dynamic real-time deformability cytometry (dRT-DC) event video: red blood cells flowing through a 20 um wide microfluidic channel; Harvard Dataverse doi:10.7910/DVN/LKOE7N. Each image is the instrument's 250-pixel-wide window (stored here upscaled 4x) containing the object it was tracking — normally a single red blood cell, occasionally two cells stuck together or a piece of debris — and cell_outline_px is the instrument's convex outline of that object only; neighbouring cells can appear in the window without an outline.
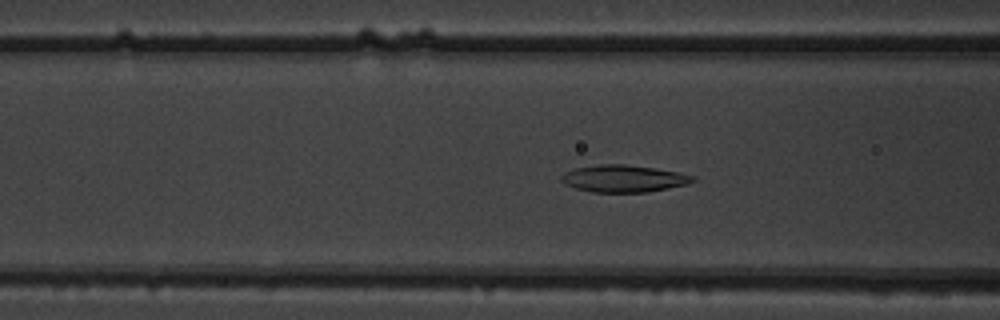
{"species": "common noctule bat (a hibernating species)", "species_latin": "Nyctalus noctula", "temperature_condition": "warm", "stored_images_in_passage": 39, "camera_frame_rate_fps": 3000, "um_per_image_px": 0.085, "animal": {"sex": "male", "body_mass_g": 19.5, "forearm_length_mm": 54.6}, "frame": {"image": 1, "passage_image": 7, "time_ms": 2.0, "image_size_px": [1000, 320], "cell_outline_px": [[696, 180], [688, 184], [648, 192], [592, 192], [576, 188], [564, 184], [560, 180], [560, 176], [564, 172], [576, 168], [600, 164], [624, 164], [656, 168], [696, 176]], "centroid_in_image_um": [53.0, 15.18], "position_along_channel_um": 113.6, "area_um2": 20.81}}
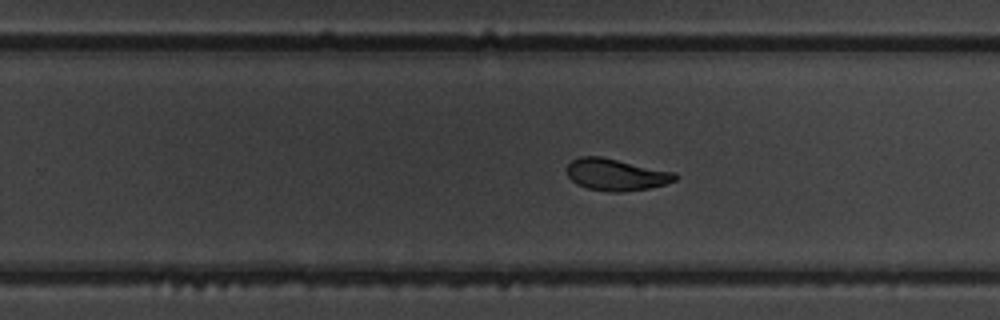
{"frame": {"image": 2, "passage_image": 20, "time_ms": 6.333, "image_size_px": [1000, 320], "cell_outline_px": [[680, 176], [676, 180], [664, 184], [648, 188], [620, 192], [608, 192], [588, 188], [576, 184], [568, 176], [568, 164], [572, 160], [580, 156], [600, 156], [676, 172]], "centroid_in_image_um": [52.39, 14.84], "position_along_channel_um": 277.4, "area_um2": 20.06}}
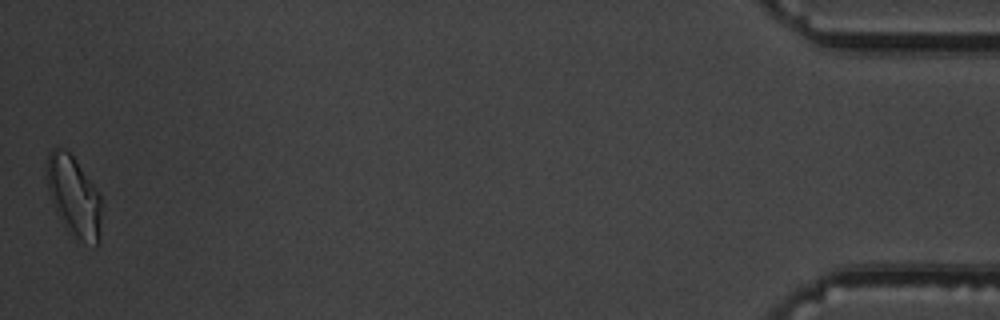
{"frame": {"image": 3, "passage_image": 39, "time_ms": 12.667, "image_size_px": [1000, 320], "cell_outline_px": [[100, 244], [84, 244], [72, 236], [56, 212], [44, 176], [48, 152], [52, 148], [64, 148], [72, 156], [100, 192]], "centroid_in_image_um": [6.26, 16.69], "position_along_channel_um": 428.9, "area_um2": 25.84}, "authors_computed_cell_mechanics": {"area_um2": 20.7502, "velocity_mm_per_s": 3.791, "shape_relaxation_time_tau1_ms": 4.569, "shape_relaxation_time_tau2_ms": 2.4415, "deformation_change_tau1": 0.1676, "deformation_change_tau2": 0.0877}}